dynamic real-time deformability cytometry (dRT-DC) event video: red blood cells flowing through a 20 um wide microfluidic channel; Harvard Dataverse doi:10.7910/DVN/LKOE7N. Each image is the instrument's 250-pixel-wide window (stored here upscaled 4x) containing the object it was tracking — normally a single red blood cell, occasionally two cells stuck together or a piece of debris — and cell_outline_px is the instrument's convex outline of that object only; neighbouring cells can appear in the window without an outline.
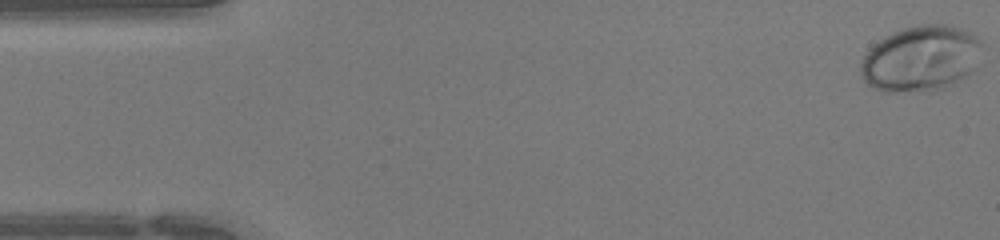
{"species": "human", "species_latin": "Homo sapiens", "temperature_condition": "warm", "stored_images_in_passage": 45, "camera_frame_rate_fps": 3000, "um_per_image_px": 0.085, "donor": {"sex": "female"}, "frame": {"image": 1, "passage_image": 1, "time_ms": 0.0, "image_size_px": [1000, 240], "cell_outline_px": [[980, 44], [976, 68], [972, 72], [952, 84], [944, 88], [932, 92], [884, 92], [872, 88], [860, 76], [860, 60], [868, 48], [880, 40], [904, 28], [920, 24], [944, 24], [968, 32], [976, 36], [980, 40]], "centroid_in_image_um": [78.22, 5.02], "position_along_channel_um": 6.8, "area_um2": 46.59}}
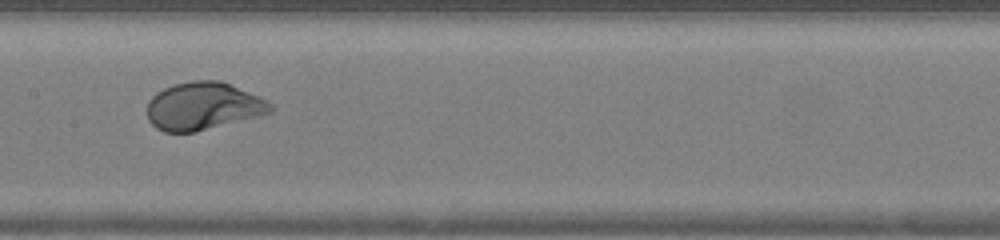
{"frame": {"image": 2, "passage_image": 22, "time_ms": 7.0, "image_size_px": [1000, 240], "cell_outline_px": [[272, 112], [196, 132], [164, 132], [156, 128], [148, 120], [148, 100], [156, 92], [164, 88], [176, 84], [192, 80], [220, 80], [260, 96], [268, 100], [272, 104]], "centroid_in_image_um": [17.26, 9.02], "position_along_channel_um": 190.1, "area_um2": 34.28}}
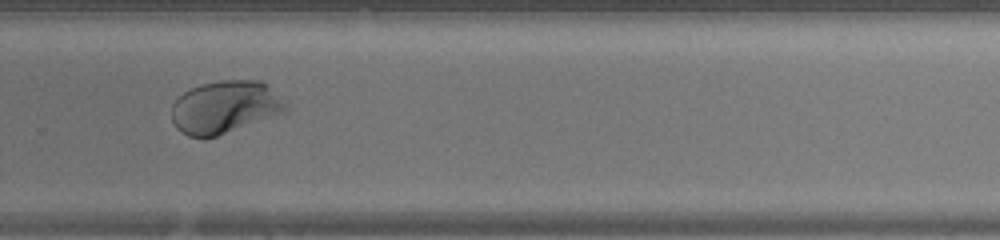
{"frame": {"image": 3, "passage_image": 30, "time_ms": 9.667, "image_size_px": [1000, 240], "cell_outline_px": [[288, 112], [204, 140], [188, 136], [180, 132], [176, 128], [172, 120], [172, 104], [184, 92], [200, 84], [220, 80], [260, 80], [268, 84], [288, 104]], "centroid_in_image_um": [19.14, 9.12], "position_along_channel_um": 310.7, "area_um2": 35.55}}